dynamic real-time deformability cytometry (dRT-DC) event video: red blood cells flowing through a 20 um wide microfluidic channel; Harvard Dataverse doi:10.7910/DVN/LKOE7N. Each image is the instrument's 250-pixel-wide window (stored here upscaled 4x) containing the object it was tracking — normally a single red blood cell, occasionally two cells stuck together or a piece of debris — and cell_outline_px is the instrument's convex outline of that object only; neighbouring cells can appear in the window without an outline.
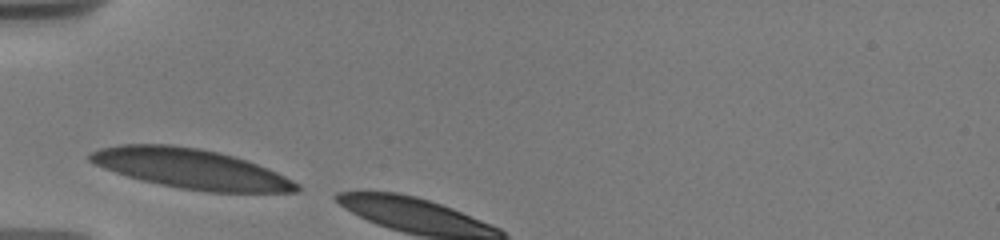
{"species": "human", "species_latin": "Homo sapiens", "temperature_condition": "warm", "stored_images_in_passage": 3, "camera_frame_rate_fps": 3000, "um_per_image_px": 0.085, "donor": {"sex": "male"}, "frame": {"image": 1, "passage_image": 1, "time_ms": 0.0, "image_size_px": [1000, 240], "cell_outline_px": [[300, 192], [208, 192], [180, 188], [160, 184], [128, 176], [104, 168], [88, 160], [88, 152], [100, 148], [120, 144], [172, 144], [200, 148], [220, 152], [268, 168], [300, 184]], "centroid_in_image_um": [16.22, 14.33], "position_along_channel_um": 68.8, "area_um2": 47.74}}